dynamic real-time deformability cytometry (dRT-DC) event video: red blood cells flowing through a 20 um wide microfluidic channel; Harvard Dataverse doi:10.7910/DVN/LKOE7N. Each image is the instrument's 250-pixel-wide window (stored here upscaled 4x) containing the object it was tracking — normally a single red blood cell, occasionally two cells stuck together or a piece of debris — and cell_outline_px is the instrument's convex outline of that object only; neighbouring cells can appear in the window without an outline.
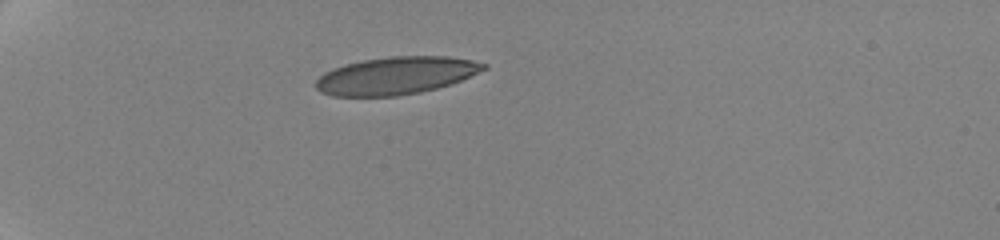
{"species": "human", "species_latin": "Homo sapiens", "temperature_condition": "cold", "stored_images_in_passage": 7, "camera_frame_rate_fps": 3000, "um_per_image_px": 0.085, "donor": {"sex": "female"}, "frame": {"image": 1, "passage_image": 1, "time_ms": 0.0, "image_size_px": [1000, 240], "cell_outline_px": [[488, 68], [460, 80], [436, 88], [420, 92], [396, 96], [332, 96], [320, 92], [316, 88], [316, 80], [324, 72], [348, 64], [364, 60], [392, 56], [448, 56], [472, 60], [488, 64]], "centroid_in_image_um": [33.67, 6.43], "position_along_channel_um": 51.3, "area_um2": 36.41}}
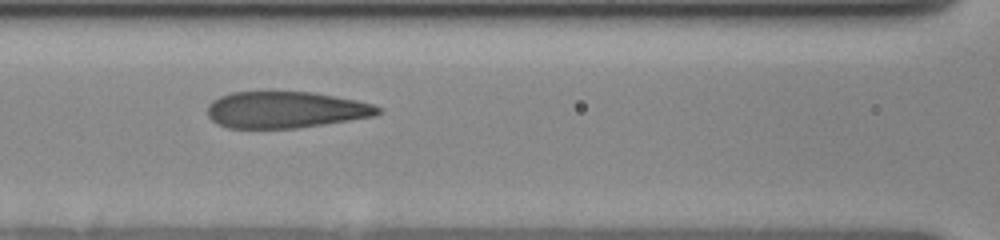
{"frame": {"image": 2, "passage_image": 6, "time_ms": 3.667, "image_size_px": [1000, 240], "cell_outline_px": [[380, 112], [376, 116], [324, 124], [296, 128], [228, 128], [216, 124], [208, 116], [208, 104], [212, 100], [220, 96], [232, 92], [312, 92], [356, 100], [372, 104], [380, 108]], "centroid_in_image_um": [24.25, 9.34], "position_along_channel_um": 142.4, "area_um2": 36.24}}
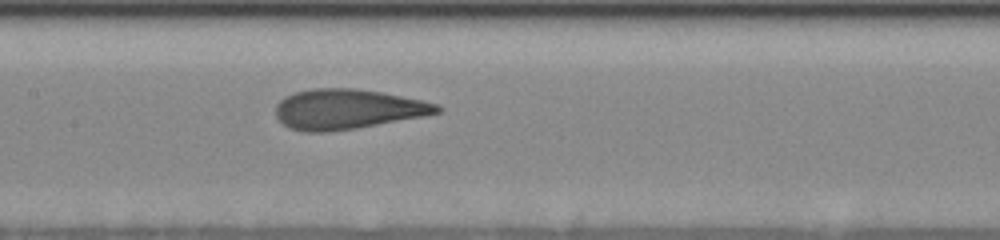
{"frame": {"image": 3, "passage_image": 7, "time_ms": 4.667, "image_size_px": [1000, 240], "cell_outline_px": [[444, 108], [440, 112], [428, 116], [356, 128], [324, 132], [308, 132], [292, 128], [284, 124], [276, 116], [276, 104], [284, 96], [292, 92], [312, 88], [356, 88], [384, 92], [440, 104]], "centroid_in_image_um": [29.59, 9.26], "position_along_channel_um": 177.8, "area_um2": 37.97}}